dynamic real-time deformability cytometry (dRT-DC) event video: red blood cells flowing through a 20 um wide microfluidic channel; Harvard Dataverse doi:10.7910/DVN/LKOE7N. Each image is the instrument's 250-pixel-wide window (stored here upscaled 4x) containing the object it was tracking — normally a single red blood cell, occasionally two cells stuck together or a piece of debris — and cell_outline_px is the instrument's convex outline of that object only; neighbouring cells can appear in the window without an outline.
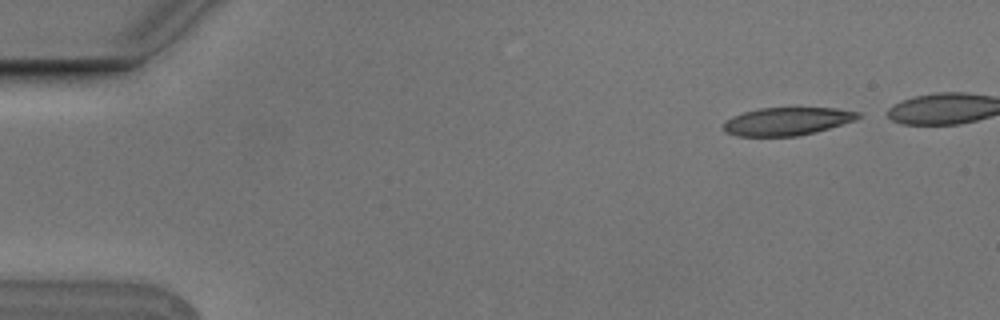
{"species": "Egyptian fruit bat (a non-hibernating species)", "species_latin": "Rousettus aegyptiacus", "temperature_condition": "cold", "stored_images_in_passage": 5, "camera_frame_rate_fps": 3000, "um_per_image_px": 0.085, "animal": {"sex": "male"}, "frame": {"image": 1, "passage_image": 1, "time_ms": 0.0, "image_size_px": [1000, 320], "cell_outline_px": [[860, 116], [856, 120], [816, 132], [796, 136], [736, 136], [724, 132], [724, 124], [732, 116], [744, 112], [760, 108], [836, 108], [860, 112]], "centroid_in_image_um": [66.91, 10.31], "position_along_channel_um": 18.1, "area_um2": 21.85}}